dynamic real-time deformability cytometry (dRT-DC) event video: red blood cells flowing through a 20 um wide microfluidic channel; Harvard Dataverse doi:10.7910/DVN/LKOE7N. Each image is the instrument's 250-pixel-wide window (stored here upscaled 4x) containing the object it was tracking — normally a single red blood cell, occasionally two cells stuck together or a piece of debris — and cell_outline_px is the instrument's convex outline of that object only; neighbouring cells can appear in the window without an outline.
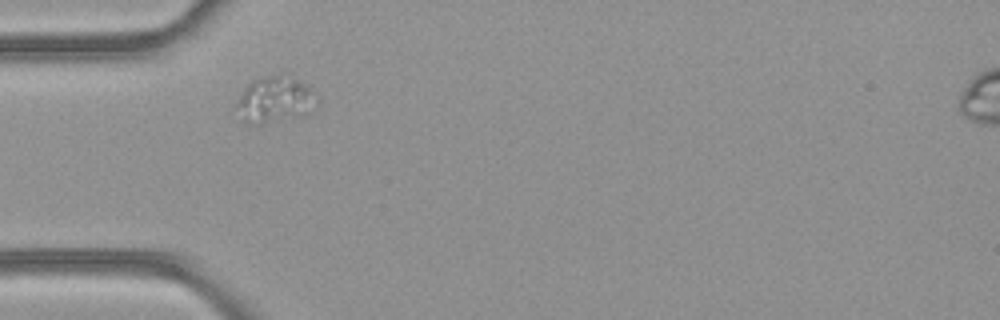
{"species": "common noctule bat (a hibernating species)", "species_latin": "Nyctalus noctula", "temperature_condition": "room temperature", "stored_images_in_passage": 2, "camera_frame_rate_fps": 3000, "um_per_image_px": 0.085, "animal": {"sex": "female", "body_mass_g": 21.9}, "frame": {"image": 1, "passage_image": 1, "time_ms": 0.0, "image_size_px": [1000, 320], "cell_outline_px": [[320, 100], [316, 108], [312, 112], [304, 116], [260, 124], [244, 120], [236, 104], [236, 100], [244, 88], [252, 80], [260, 76], [280, 72], [296, 80], [316, 92]], "centroid_in_image_um": [23.44, 8.44], "position_along_channel_um": 61.6, "area_um2": 22.02}}
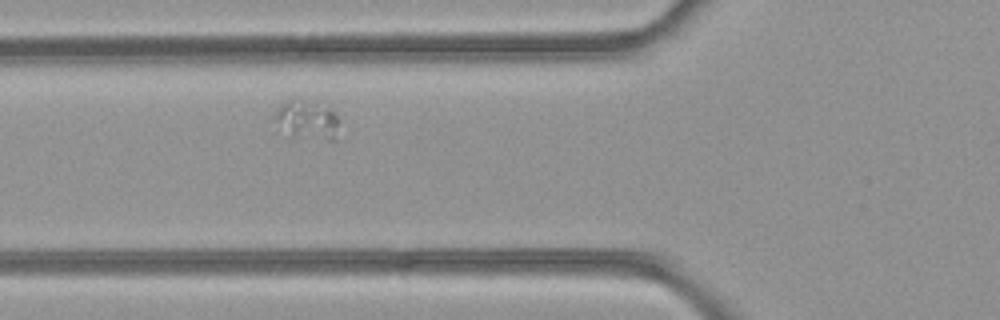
{"frame": {"image": 2, "passage_image": 2, "time_ms": 0.333, "image_size_px": [1000, 320], "cell_outline_px": [[340, 120], [336, 140], [328, 140], [292, 136], [272, 116], [272, 112], [284, 100], [292, 96], [300, 96], [316, 100], [328, 108]], "centroid_in_image_um": [26.09, 10.09], "position_along_channel_um": 99.7, "area_um2": 15.32}}